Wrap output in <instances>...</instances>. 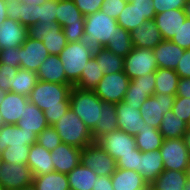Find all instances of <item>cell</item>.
Returning <instances> with one entry per match:
<instances>
[{
    "label": "cell",
    "instance_id": "c3c4849f",
    "mask_svg": "<svg viewBox=\"0 0 190 190\" xmlns=\"http://www.w3.org/2000/svg\"><path fill=\"white\" fill-rule=\"evenodd\" d=\"M171 41L184 50L190 49V19H186Z\"/></svg>",
    "mask_w": 190,
    "mask_h": 190
},
{
    "label": "cell",
    "instance_id": "680465c9",
    "mask_svg": "<svg viewBox=\"0 0 190 190\" xmlns=\"http://www.w3.org/2000/svg\"><path fill=\"white\" fill-rule=\"evenodd\" d=\"M175 71L180 78H190V49L185 50Z\"/></svg>",
    "mask_w": 190,
    "mask_h": 190
},
{
    "label": "cell",
    "instance_id": "e7e4bbea",
    "mask_svg": "<svg viewBox=\"0 0 190 190\" xmlns=\"http://www.w3.org/2000/svg\"><path fill=\"white\" fill-rule=\"evenodd\" d=\"M183 139H184L185 145L188 149V152L190 154V129L186 130V132L184 133Z\"/></svg>",
    "mask_w": 190,
    "mask_h": 190
},
{
    "label": "cell",
    "instance_id": "f907efd6",
    "mask_svg": "<svg viewBox=\"0 0 190 190\" xmlns=\"http://www.w3.org/2000/svg\"><path fill=\"white\" fill-rule=\"evenodd\" d=\"M172 111L176 116L188 123L190 119V98L176 96Z\"/></svg>",
    "mask_w": 190,
    "mask_h": 190
},
{
    "label": "cell",
    "instance_id": "60d3db41",
    "mask_svg": "<svg viewBox=\"0 0 190 190\" xmlns=\"http://www.w3.org/2000/svg\"><path fill=\"white\" fill-rule=\"evenodd\" d=\"M42 42L50 55H59L68 43L64 31L59 25L46 33Z\"/></svg>",
    "mask_w": 190,
    "mask_h": 190
},
{
    "label": "cell",
    "instance_id": "816d5d0a",
    "mask_svg": "<svg viewBox=\"0 0 190 190\" xmlns=\"http://www.w3.org/2000/svg\"><path fill=\"white\" fill-rule=\"evenodd\" d=\"M126 4L125 0H104L100 11L117 20Z\"/></svg>",
    "mask_w": 190,
    "mask_h": 190
},
{
    "label": "cell",
    "instance_id": "ba28073f",
    "mask_svg": "<svg viewBox=\"0 0 190 190\" xmlns=\"http://www.w3.org/2000/svg\"><path fill=\"white\" fill-rule=\"evenodd\" d=\"M159 152L164 170L189 171L190 154L183 138L164 139Z\"/></svg>",
    "mask_w": 190,
    "mask_h": 190
},
{
    "label": "cell",
    "instance_id": "4fadbf2b",
    "mask_svg": "<svg viewBox=\"0 0 190 190\" xmlns=\"http://www.w3.org/2000/svg\"><path fill=\"white\" fill-rule=\"evenodd\" d=\"M49 52L42 41L27 37L20 46V68L37 72L40 65L49 57Z\"/></svg>",
    "mask_w": 190,
    "mask_h": 190
},
{
    "label": "cell",
    "instance_id": "bcb514c9",
    "mask_svg": "<svg viewBox=\"0 0 190 190\" xmlns=\"http://www.w3.org/2000/svg\"><path fill=\"white\" fill-rule=\"evenodd\" d=\"M20 67L7 66V64H0V88L4 91L10 92L11 85L14 81V76L18 73Z\"/></svg>",
    "mask_w": 190,
    "mask_h": 190
},
{
    "label": "cell",
    "instance_id": "277c9868",
    "mask_svg": "<svg viewBox=\"0 0 190 190\" xmlns=\"http://www.w3.org/2000/svg\"><path fill=\"white\" fill-rule=\"evenodd\" d=\"M69 98L72 111L92 131L101 116L102 100L95 94L94 90H84L75 86L72 87Z\"/></svg>",
    "mask_w": 190,
    "mask_h": 190
},
{
    "label": "cell",
    "instance_id": "9c48e42d",
    "mask_svg": "<svg viewBox=\"0 0 190 190\" xmlns=\"http://www.w3.org/2000/svg\"><path fill=\"white\" fill-rule=\"evenodd\" d=\"M81 163L92 169L98 177L112 176L117 169L116 160L96 142L82 149Z\"/></svg>",
    "mask_w": 190,
    "mask_h": 190
},
{
    "label": "cell",
    "instance_id": "ffe728a7",
    "mask_svg": "<svg viewBox=\"0 0 190 190\" xmlns=\"http://www.w3.org/2000/svg\"><path fill=\"white\" fill-rule=\"evenodd\" d=\"M133 47L155 48L163 41L161 33L154 20H147L130 32Z\"/></svg>",
    "mask_w": 190,
    "mask_h": 190
},
{
    "label": "cell",
    "instance_id": "d4e9b609",
    "mask_svg": "<svg viewBox=\"0 0 190 190\" xmlns=\"http://www.w3.org/2000/svg\"><path fill=\"white\" fill-rule=\"evenodd\" d=\"M27 165L32 170L34 176L55 171L51 158V151L37 143L30 146Z\"/></svg>",
    "mask_w": 190,
    "mask_h": 190
},
{
    "label": "cell",
    "instance_id": "681fc988",
    "mask_svg": "<svg viewBox=\"0 0 190 190\" xmlns=\"http://www.w3.org/2000/svg\"><path fill=\"white\" fill-rule=\"evenodd\" d=\"M142 152L139 149L133 150V154L121 156L117 161V168L135 170L139 173V157Z\"/></svg>",
    "mask_w": 190,
    "mask_h": 190
},
{
    "label": "cell",
    "instance_id": "8d00e7d4",
    "mask_svg": "<svg viewBox=\"0 0 190 190\" xmlns=\"http://www.w3.org/2000/svg\"><path fill=\"white\" fill-rule=\"evenodd\" d=\"M93 57L100 65L103 75L124 71V58L117 56L105 47Z\"/></svg>",
    "mask_w": 190,
    "mask_h": 190
},
{
    "label": "cell",
    "instance_id": "6f0895ef",
    "mask_svg": "<svg viewBox=\"0 0 190 190\" xmlns=\"http://www.w3.org/2000/svg\"><path fill=\"white\" fill-rule=\"evenodd\" d=\"M131 3L140 11L146 20H154L156 12L153 0H133Z\"/></svg>",
    "mask_w": 190,
    "mask_h": 190
},
{
    "label": "cell",
    "instance_id": "4316f807",
    "mask_svg": "<svg viewBox=\"0 0 190 190\" xmlns=\"http://www.w3.org/2000/svg\"><path fill=\"white\" fill-rule=\"evenodd\" d=\"M56 22L61 27L84 26L85 16L73 0H57Z\"/></svg>",
    "mask_w": 190,
    "mask_h": 190
},
{
    "label": "cell",
    "instance_id": "f1b7e54d",
    "mask_svg": "<svg viewBox=\"0 0 190 190\" xmlns=\"http://www.w3.org/2000/svg\"><path fill=\"white\" fill-rule=\"evenodd\" d=\"M117 113L115 104L105 103L102 101L101 116L95 128L91 131L94 141L96 142L102 135L118 130Z\"/></svg>",
    "mask_w": 190,
    "mask_h": 190
},
{
    "label": "cell",
    "instance_id": "44dd1931",
    "mask_svg": "<svg viewBox=\"0 0 190 190\" xmlns=\"http://www.w3.org/2000/svg\"><path fill=\"white\" fill-rule=\"evenodd\" d=\"M6 15L25 27L38 23V5L21 3L20 0H6Z\"/></svg>",
    "mask_w": 190,
    "mask_h": 190
},
{
    "label": "cell",
    "instance_id": "5bb4252c",
    "mask_svg": "<svg viewBox=\"0 0 190 190\" xmlns=\"http://www.w3.org/2000/svg\"><path fill=\"white\" fill-rule=\"evenodd\" d=\"M82 149L61 143L51 151L54 170L68 174L73 168L81 163Z\"/></svg>",
    "mask_w": 190,
    "mask_h": 190
},
{
    "label": "cell",
    "instance_id": "f546056e",
    "mask_svg": "<svg viewBox=\"0 0 190 190\" xmlns=\"http://www.w3.org/2000/svg\"><path fill=\"white\" fill-rule=\"evenodd\" d=\"M189 174L185 171L164 170L149 186L151 190H183Z\"/></svg>",
    "mask_w": 190,
    "mask_h": 190
},
{
    "label": "cell",
    "instance_id": "db71d44e",
    "mask_svg": "<svg viewBox=\"0 0 190 190\" xmlns=\"http://www.w3.org/2000/svg\"><path fill=\"white\" fill-rule=\"evenodd\" d=\"M77 8L84 15H91L101 9L104 0H73Z\"/></svg>",
    "mask_w": 190,
    "mask_h": 190
},
{
    "label": "cell",
    "instance_id": "f6af8a7d",
    "mask_svg": "<svg viewBox=\"0 0 190 190\" xmlns=\"http://www.w3.org/2000/svg\"><path fill=\"white\" fill-rule=\"evenodd\" d=\"M57 0H47L44 4L38 5V23L56 22Z\"/></svg>",
    "mask_w": 190,
    "mask_h": 190
},
{
    "label": "cell",
    "instance_id": "74e56055",
    "mask_svg": "<svg viewBox=\"0 0 190 190\" xmlns=\"http://www.w3.org/2000/svg\"><path fill=\"white\" fill-rule=\"evenodd\" d=\"M37 82L38 77L36 72L19 68L18 73L14 76V81L11 85L10 92L28 97Z\"/></svg>",
    "mask_w": 190,
    "mask_h": 190
},
{
    "label": "cell",
    "instance_id": "91938a15",
    "mask_svg": "<svg viewBox=\"0 0 190 190\" xmlns=\"http://www.w3.org/2000/svg\"><path fill=\"white\" fill-rule=\"evenodd\" d=\"M67 42H78L84 34V26L62 27Z\"/></svg>",
    "mask_w": 190,
    "mask_h": 190
},
{
    "label": "cell",
    "instance_id": "4dcf8cb0",
    "mask_svg": "<svg viewBox=\"0 0 190 190\" xmlns=\"http://www.w3.org/2000/svg\"><path fill=\"white\" fill-rule=\"evenodd\" d=\"M67 177L70 190H92L94 181L98 178L92 169L82 163L73 168Z\"/></svg>",
    "mask_w": 190,
    "mask_h": 190
},
{
    "label": "cell",
    "instance_id": "d590c367",
    "mask_svg": "<svg viewBox=\"0 0 190 190\" xmlns=\"http://www.w3.org/2000/svg\"><path fill=\"white\" fill-rule=\"evenodd\" d=\"M103 76L100 65L93 57L87 62L79 81L74 86L84 90H94Z\"/></svg>",
    "mask_w": 190,
    "mask_h": 190
},
{
    "label": "cell",
    "instance_id": "89a4df30",
    "mask_svg": "<svg viewBox=\"0 0 190 190\" xmlns=\"http://www.w3.org/2000/svg\"><path fill=\"white\" fill-rule=\"evenodd\" d=\"M183 190H190V177L186 180Z\"/></svg>",
    "mask_w": 190,
    "mask_h": 190
},
{
    "label": "cell",
    "instance_id": "be15d7a7",
    "mask_svg": "<svg viewBox=\"0 0 190 190\" xmlns=\"http://www.w3.org/2000/svg\"><path fill=\"white\" fill-rule=\"evenodd\" d=\"M6 0H0V25L6 20Z\"/></svg>",
    "mask_w": 190,
    "mask_h": 190
},
{
    "label": "cell",
    "instance_id": "8fae6325",
    "mask_svg": "<svg viewBox=\"0 0 190 190\" xmlns=\"http://www.w3.org/2000/svg\"><path fill=\"white\" fill-rule=\"evenodd\" d=\"M96 143L116 161L136 149L135 137L120 129L102 135Z\"/></svg>",
    "mask_w": 190,
    "mask_h": 190
},
{
    "label": "cell",
    "instance_id": "ab89813d",
    "mask_svg": "<svg viewBox=\"0 0 190 190\" xmlns=\"http://www.w3.org/2000/svg\"><path fill=\"white\" fill-rule=\"evenodd\" d=\"M146 21L140 11L131 2H127L117 19L119 27H122L128 32L133 31Z\"/></svg>",
    "mask_w": 190,
    "mask_h": 190
},
{
    "label": "cell",
    "instance_id": "e575fe53",
    "mask_svg": "<svg viewBox=\"0 0 190 190\" xmlns=\"http://www.w3.org/2000/svg\"><path fill=\"white\" fill-rule=\"evenodd\" d=\"M179 79L174 69L158 68L155 72L154 93L176 95Z\"/></svg>",
    "mask_w": 190,
    "mask_h": 190
},
{
    "label": "cell",
    "instance_id": "83f0119b",
    "mask_svg": "<svg viewBox=\"0 0 190 190\" xmlns=\"http://www.w3.org/2000/svg\"><path fill=\"white\" fill-rule=\"evenodd\" d=\"M16 125L24 131H33L37 135L49 126L44 112L31 102L26 104L23 117L20 118Z\"/></svg>",
    "mask_w": 190,
    "mask_h": 190
},
{
    "label": "cell",
    "instance_id": "11a10c76",
    "mask_svg": "<svg viewBox=\"0 0 190 190\" xmlns=\"http://www.w3.org/2000/svg\"><path fill=\"white\" fill-rule=\"evenodd\" d=\"M19 53L20 47H13L0 50V64H7V66L20 67Z\"/></svg>",
    "mask_w": 190,
    "mask_h": 190
},
{
    "label": "cell",
    "instance_id": "a7ac6f4b",
    "mask_svg": "<svg viewBox=\"0 0 190 190\" xmlns=\"http://www.w3.org/2000/svg\"><path fill=\"white\" fill-rule=\"evenodd\" d=\"M7 91H4L0 88V103L4 100L5 96L7 95Z\"/></svg>",
    "mask_w": 190,
    "mask_h": 190
},
{
    "label": "cell",
    "instance_id": "30bf717a",
    "mask_svg": "<svg viewBox=\"0 0 190 190\" xmlns=\"http://www.w3.org/2000/svg\"><path fill=\"white\" fill-rule=\"evenodd\" d=\"M176 95L154 93L140 107L142 119L146 124L158 129L164 114L172 110Z\"/></svg>",
    "mask_w": 190,
    "mask_h": 190
},
{
    "label": "cell",
    "instance_id": "2644e50d",
    "mask_svg": "<svg viewBox=\"0 0 190 190\" xmlns=\"http://www.w3.org/2000/svg\"><path fill=\"white\" fill-rule=\"evenodd\" d=\"M21 190H36L33 184L23 187Z\"/></svg>",
    "mask_w": 190,
    "mask_h": 190
},
{
    "label": "cell",
    "instance_id": "2e32d148",
    "mask_svg": "<svg viewBox=\"0 0 190 190\" xmlns=\"http://www.w3.org/2000/svg\"><path fill=\"white\" fill-rule=\"evenodd\" d=\"M36 142L37 134L35 132L24 131L17 125L4 124L0 129V154L6 150L8 146H31Z\"/></svg>",
    "mask_w": 190,
    "mask_h": 190
},
{
    "label": "cell",
    "instance_id": "e0dca14e",
    "mask_svg": "<svg viewBox=\"0 0 190 190\" xmlns=\"http://www.w3.org/2000/svg\"><path fill=\"white\" fill-rule=\"evenodd\" d=\"M187 19L184 9H174L156 14L154 21L163 40H171Z\"/></svg>",
    "mask_w": 190,
    "mask_h": 190
},
{
    "label": "cell",
    "instance_id": "d6a6232c",
    "mask_svg": "<svg viewBox=\"0 0 190 190\" xmlns=\"http://www.w3.org/2000/svg\"><path fill=\"white\" fill-rule=\"evenodd\" d=\"M187 129V123L176 116L172 110L164 114L158 128L164 139L183 138Z\"/></svg>",
    "mask_w": 190,
    "mask_h": 190
},
{
    "label": "cell",
    "instance_id": "8c879c8a",
    "mask_svg": "<svg viewBox=\"0 0 190 190\" xmlns=\"http://www.w3.org/2000/svg\"><path fill=\"white\" fill-rule=\"evenodd\" d=\"M4 126V122H3V119L1 118V115H0V129Z\"/></svg>",
    "mask_w": 190,
    "mask_h": 190
},
{
    "label": "cell",
    "instance_id": "6125c7cd",
    "mask_svg": "<svg viewBox=\"0 0 190 190\" xmlns=\"http://www.w3.org/2000/svg\"><path fill=\"white\" fill-rule=\"evenodd\" d=\"M176 96L190 98V78H180Z\"/></svg>",
    "mask_w": 190,
    "mask_h": 190
},
{
    "label": "cell",
    "instance_id": "d6986e66",
    "mask_svg": "<svg viewBox=\"0 0 190 190\" xmlns=\"http://www.w3.org/2000/svg\"><path fill=\"white\" fill-rule=\"evenodd\" d=\"M27 37V27L7 17L0 25V50L18 48Z\"/></svg>",
    "mask_w": 190,
    "mask_h": 190
},
{
    "label": "cell",
    "instance_id": "7dc6e473",
    "mask_svg": "<svg viewBox=\"0 0 190 190\" xmlns=\"http://www.w3.org/2000/svg\"><path fill=\"white\" fill-rule=\"evenodd\" d=\"M58 24L57 22H41L31 25L27 28L28 37L31 39L42 41L44 35L54 29Z\"/></svg>",
    "mask_w": 190,
    "mask_h": 190
},
{
    "label": "cell",
    "instance_id": "1f68e13d",
    "mask_svg": "<svg viewBox=\"0 0 190 190\" xmlns=\"http://www.w3.org/2000/svg\"><path fill=\"white\" fill-rule=\"evenodd\" d=\"M136 148L141 152H149L159 150L163 143V136L158 129L144 124L139 133L134 136Z\"/></svg>",
    "mask_w": 190,
    "mask_h": 190
},
{
    "label": "cell",
    "instance_id": "f5cc1de1",
    "mask_svg": "<svg viewBox=\"0 0 190 190\" xmlns=\"http://www.w3.org/2000/svg\"><path fill=\"white\" fill-rule=\"evenodd\" d=\"M156 14L174 9H184L187 0H153Z\"/></svg>",
    "mask_w": 190,
    "mask_h": 190
},
{
    "label": "cell",
    "instance_id": "9f6ffc18",
    "mask_svg": "<svg viewBox=\"0 0 190 190\" xmlns=\"http://www.w3.org/2000/svg\"><path fill=\"white\" fill-rule=\"evenodd\" d=\"M129 85H135V88L150 89V96H153L155 91V72L135 78L130 81Z\"/></svg>",
    "mask_w": 190,
    "mask_h": 190
},
{
    "label": "cell",
    "instance_id": "94428289",
    "mask_svg": "<svg viewBox=\"0 0 190 190\" xmlns=\"http://www.w3.org/2000/svg\"><path fill=\"white\" fill-rule=\"evenodd\" d=\"M92 190H114L112 187L111 176H99L94 181Z\"/></svg>",
    "mask_w": 190,
    "mask_h": 190
},
{
    "label": "cell",
    "instance_id": "5b68a950",
    "mask_svg": "<svg viewBox=\"0 0 190 190\" xmlns=\"http://www.w3.org/2000/svg\"><path fill=\"white\" fill-rule=\"evenodd\" d=\"M58 56L63 64L66 79L73 86L79 81L87 62L93 58V54L80 41L68 42Z\"/></svg>",
    "mask_w": 190,
    "mask_h": 190
},
{
    "label": "cell",
    "instance_id": "7402d4cb",
    "mask_svg": "<svg viewBox=\"0 0 190 190\" xmlns=\"http://www.w3.org/2000/svg\"><path fill=\"white\" fill-rule=\"evenodd\" d=\"M153 52L156 57L158 68L176 69L185 50L171 40H163Z\"/></svg>",
    "mask_w": 190,
    "mask_h": 190
},
{
    "label": "cell",
    "instance_id": "6da1fadb",
    "mask_svg": "<svg viewBox=\"0 0 190 190\" xmlns=\"http://www.w3.org/2000/svg\"><path fill=\"white\" fill-rule=\"evenodd\" d=\"M72 87V84L38 80L28 100L44 112L48 125L53 126L70 108L69 94Z\"/></svg>",
    "mask_w": 190,
    "mask_h": 190
},
{
    "label": "cell",
    "instance_id": "ee69618b",
    "mask_svg": "<svg viewBox=\"0 0 190 190\" xmlns=\"http://www.w3.org/2000/svg\"><path fill=\"white\" fill-rule=\"evenodd\" d=\"M150 97V89L135 88V85H129L123 102L135 106L137 110L147 98Z\"/></svg>",
    "mask_w": 190,
    "mask_h": 190
},
{
    "label": "cell",
    "instance_id": "7bdbcfd3",
    "mask_svg": "<svg viewBox=\"0 0 190 190\" xmlns=\"http://www.w3.org/2000/svg\"><path fill=\"white\" fill-rule=\"evenodd\" d=\"M37 144L45 149L52 151L62 143L60 136L53 126L46 127L40 134L37 135Z\"/></svg>",
    "mask_w": 190,
    "mask_h": 190
},
{
    "label": "cell",
    "instance_id": "b9f144b4",
    "mask_svg": "<svg viewBox=\"0 0 190 190\" xmlns=\"http://www.w3.org/2000/svg\"><path fill=\"white\" fill-rule=\"evenodd\" d=\"M29 151V145L8 146L6 150L0 154L1 161L14 164H27Z\"/></svg>",
    "mask_w": 190,
    "mask_h": 190
},
{
    "label": "cell",
    "instance_id": "9a60e30c",
    "mask_svg": "<svg viewBox=\"0 0 190 190\" xmlns=\"http://www.w3.org/2000/svg\"><path fill=\"white\" fill-rule=\"evenodd\" d=\"M115 108L118 118V128L130 135H137L145 124L140 110H137L135 106L127 104L123 101L115 104Z\"/></svg>",
    "mask_w": 190,
    "mask_h": 190
},
{
    "label": "cell",
    "instance_id": "003e7915",
    "mask_svg": "<svg viewBox=\"0 0 190 190\" xmlns=\"http://www.w3.org/2000/svg\"><path fill=\"white\" fill-rule=\"evenodd\" d=\"M184 12L186 14V17L190 19V0H187L185 7H184Z\"/></svg>",
    "mask_w": 190,
    "mask_h": 190
},
{
    "label": "cell",
    "instance_id": "52a82bcc",
    "mask_svg": "<svg viewBox=\"0 0 190 190\" xmlns=\"http://www.w3.org/2000/svg\"><path fill=\"white\" fill-rule=\"evenodd\" d=\"M157 69L153 49L133 47L132 51L124 57V73L130 80L154 73Z\"/></svg>",
    "mask_w": 190,
    "mask_h": 190
},
{
    "label": "cell",
    "instance_id": "f35d334b",
    "mask_svg": "<svg viewBox=\"0 0 190 190\" xmlns=\"http://www.w3.org/2000/svg\"><path fill=\"white\" fill-rule=\"evenodd\" d=\"M105 48L117 56L126 57L133 49L130 32L118 27L117 32H115L112 40L109 41Z\"/></svg>",
    "mask_w": 190,
    "mask_h": 190
},
{
    "label": "cell",
    "instance_id": "603a6c76",
    "mask_svg": "<svg viewBox=\"0 0 190 190\" xmlns=\"http://www.w3.org/2000/svg\"><path fill=\"white\" fill-rule=\"evenodd\" d=\"M163 171V159L159 150L142 152L139 157V173L148 186H151Z\"/></svg>",
    "mask_w": 190,
    "mask_h": 190
},
{
    "label": "cell",
    "instance_id": "8992f818",
    "mask_svg": "<svg viewBox=\"0 0 190 190\" xmlns=\"http://www.w3.org/2000/svg\"><path fill=\"white\" fill-rule=\"evenodd\" d=\"M124 71L106 74L94 89L95 94L105 103L122 102L130 84Z\"/></svg>",
    "mask_w": 190,
    "mask_h": 190
},
{
    "label": "cell",
    "instance_id": "cb8c5ba5",
    "mask_svg": "<svg viewBox=\"0 0 190 190\" xmlns=\"http://www.w3.org/2000/svg\"><path fill=\"white\" fill-rule=\"evenodd\" d=\"M114 190H148L142 175L135 170L117 168L111 176Z\"/></svg>",
    "mask_w": 190,
    "mask_h": 190
},
{
    "label": "cell",
    "instance_id": "03108f58",
    "mask_svg": "<svg viewBox=\"0 0 190 190\" xmlns=\"http://www.w3.org/2000/svg\"><path fill=\"white\" fill-rule=\"evenodd\" d=\"M47 0H20L21 3H27V4H34L35 6L37 5H42L46 2Z\"/></svg>",
    "mask_w": 190,
    "mask_h": 190
},
{
    "label": "cell",
    "instance_id": "753ad0ef",
    "mask_svg": "<svg viewBox=\"0 0 190 190\" xmlns=\"http://www.w3.org/2000/svg\"><path fill=\"white\" fill-rule=\"evenodd\" d=\"M187 128L190 129V119H189V121L187 123Z\"/></svg>",
    "mask_w": 190,
    "mask_h": 190
},
{
    "label": "cell",
    "instance_id": "3957f363",
    "mask_svg": "<svg viewBox=\"0 0 190 190\" xmlns=\"http://www.w3.org/2000/svg\"><path fill=\"white\" fill-rule=\"evenodd\" d=\"M53 127L60 136L62 143L67 145L83 149L95 142L91 130L71 108L60 117Z\"/></svg>",
    "mask_w": 190,
    "mask_h": 190
},
{
    "label": "cell",
    "instance_id": "ac0fdd59",
    "mask_svg": "<svg viewBox=\"0 0 190 190\" xmlns=\"http://www.w3.org/2000/svg\"><path fill=\"white\" fill-rule=\"evenodd\" d=\"M28 102L27 96L8 92L0 103V115L4 124L16 125L20 118L23 117L25 106Z\"/></svg>",
    "mask_w": 190,
    "mask_h": 190
},
{
    "label": "cell",
    "instance_id": "484cf974",
    "mask_svg": "<svg viewBox=\"0 0 190 190\" xmlns=\"http://www.w3.org/2000/svg\"><path fill=\"white\" fill-rule=\"evenodd\" d=\"M36 74L38 80L50 83L71 84L66 79L64 67L58 55H49L40 65Z\"/></svg>",
    "mask_w": 190,
    "mask_h": 190
},
{
    "label": "cell",
    "instance_id": "7c38bea8",
    "mask_svg": "<svg viewBox=\"0 0 190 190\" xmlns=\"http://www.w3.org/2000/svg\"><path fill=\"white\" fill-rule=\"evenodd\" d=\"M33 173L27 164L1 162L0 185L4 190H21L33 183Z\"/></svg>",
    "mask_w": 190,
    "mask_h": 190
},
{
    "label": "cell",
    "instance_id": "7a4b0ae2",
    "mask_svg": "<svg viewBox=\"0 0 190 190\" xmlns=\"http://www.w3.org/2000/svg\"><path fill=\"white\" fill-rule=\"evenodd\" d=\"M118 27L117 20L100 10L87 15L85 16L84 34L80 43L94 55L112 40Z\"/></svg>",
    "mask_w": 190,
    "mask_h": 190
},
{
    "label": "cell",
    "instance_id": "836d02e7",
    "mask_svg": "<svg viewBox=\"0 0 190 190\" xmlns=\"http://www.w3.org/2000/svg\"><path fill=\"white\" fill-rule=\"evenodd\" d=\"M36 190H70L67 174L53 171L33 177Z\"/></svg>",
    "mask_w": 190,
    "mask_h": 190
}]
</instances>
